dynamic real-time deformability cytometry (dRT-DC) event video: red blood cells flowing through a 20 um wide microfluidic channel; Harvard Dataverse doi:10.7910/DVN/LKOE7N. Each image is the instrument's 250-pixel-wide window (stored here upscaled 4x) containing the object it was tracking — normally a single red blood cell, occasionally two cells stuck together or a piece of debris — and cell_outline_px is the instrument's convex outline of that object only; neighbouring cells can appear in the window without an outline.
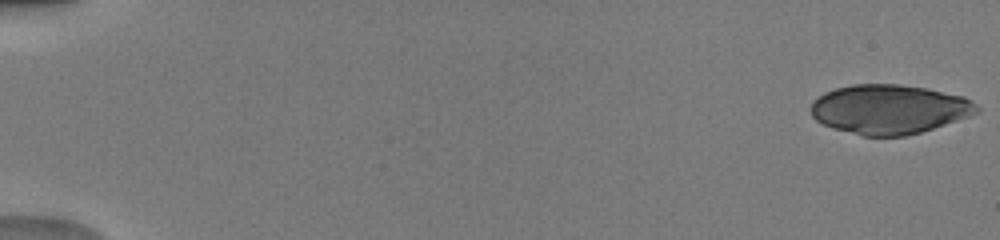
{"species": "human", "species_latin": "Homo sapiens", "temperature_condition": "warm", "stored_images_in_passage": 50, "camera_frame_rate_fps": 3000, "um_per_image_px": 0.085, "donor": {"sex": "male"}, "frame": {"image": 1, "passage_image": 1, "time_ms": 0.0, "image_size_px": [1000, 240], "cell_outline_px": [[980, 112], [920, 132], [904, 136], [864, 136], [832, 128], [816, 120], [812, 116], [808, 108], [812, 100], [824, 92], [836, 88], [852, 84], [900, 84], [928, 88], [964, 96], [972, 100], [980, 108]], "centroid_in_image_um": [75.55, 9.27], "position_along_channel_um": 9.4, "area_um2": 47.97}}
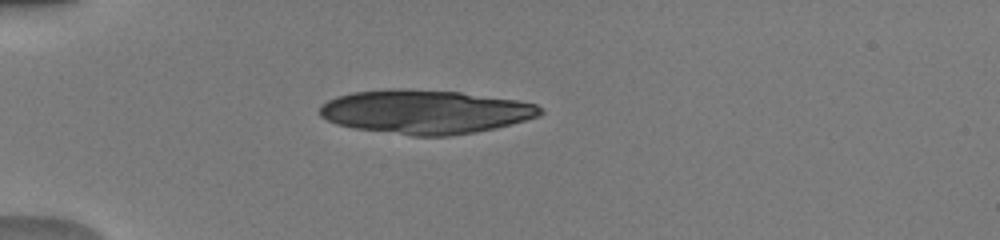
{"frame": {"image": 2, "passage_image": 15, "time_ms": 4.667, "image_size_px": [1000, 240], "cell_outline_px": [[544, 112], [540, 116], [512, 124], [496, 128], [476, 132], [448, 136], [412, 136], [352, 128], [336, 124], [320, 116], [320, 108], [328, 100], [336, 96], [352, 92], [392, 88], [400, 88], [460, 92], [516, 100], [536, 104]], "centroid_in_image_um": [36.14, 9.5], "position_along_channel_um": 48.9, "area_um2": 56.59}}